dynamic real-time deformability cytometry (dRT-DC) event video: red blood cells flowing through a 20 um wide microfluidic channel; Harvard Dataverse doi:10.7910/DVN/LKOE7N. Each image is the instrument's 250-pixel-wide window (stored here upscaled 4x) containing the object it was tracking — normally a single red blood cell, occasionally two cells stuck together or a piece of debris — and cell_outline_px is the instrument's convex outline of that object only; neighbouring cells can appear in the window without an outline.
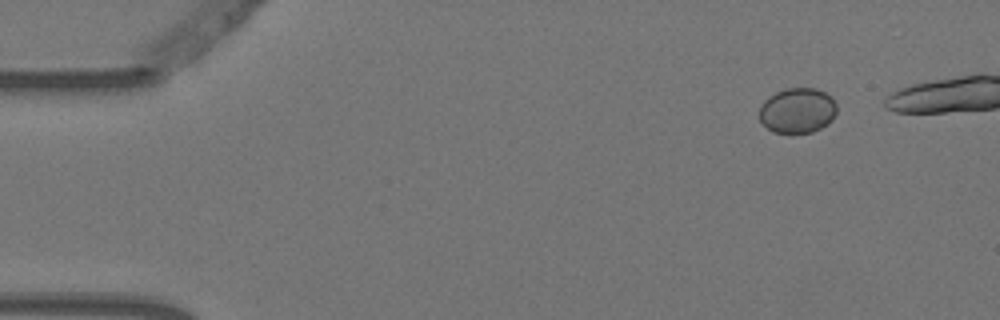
{"species": "Egyptian fruit bat (a non-hibernating species)", "species_latin": "Rousettus aegyptiacus", "temperature_condition": "warm", "stored_images_in_passage": 5, "camera_frame_rate_fps": 3000, "um_per_image_px": 0.085, "animal": {"sex": "female"}, "frame": {"image": 1, "passage_image": 1, "time_ms": 0.0, "image_size_px": [1000, 320], "cell_outline_px": [[836, 112], [832, 120], [828, 124], [812, 132], [772, 132], [760, 120], [760, 104], [768, 96], [776, 92], [788, 88], [816, 88], [832, 96], [836, 104]], "centroid_in_image_um": [67.79, 9.37], "position_along_channel_um": 17.2, "area_um2": 20.4}}